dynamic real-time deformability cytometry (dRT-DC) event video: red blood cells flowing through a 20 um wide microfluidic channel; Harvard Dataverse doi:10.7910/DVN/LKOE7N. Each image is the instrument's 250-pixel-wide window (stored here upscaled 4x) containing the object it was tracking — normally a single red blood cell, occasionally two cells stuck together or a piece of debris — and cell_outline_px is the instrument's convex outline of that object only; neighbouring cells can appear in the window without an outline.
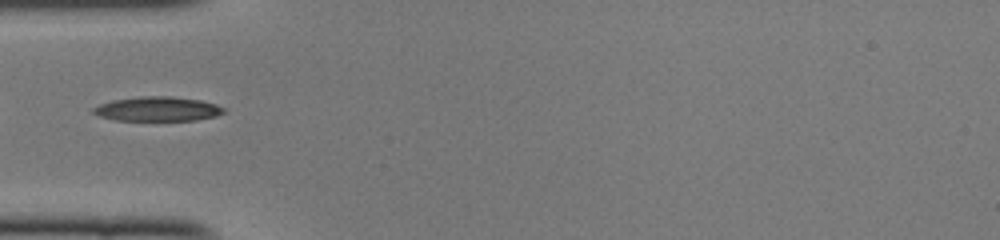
{"species": "common noctule bat (a hibernating species)", "species_latin": "Nyctalus noctula", "temperature_condition": "cold", "stored_images_in_passage": 34, "camera_frame_rate_fps": 3000, "um_per_image_px": 0.085, "animal": {"sex": "female", "body_mass_g": 22.0, "forearm_length_mm": 56.7}, "frame": {"image": 1, "passage_image": 1, "time_ms": 0.0, "image_size_px": [1000, 240], "cell_outline_px": [[224, 112], [216, 116], [196, 120], [116, 120], [100, 116], [92, 112], [92, 108], [100, 104], [112, 100], [140, 96], [172, 96], [200, 100], [216, 104], [224, 108]], "centroid_in_image_um": [13.39, 9.25], "position_along_channel_um": 71.6, "area_um2": 18.5}}